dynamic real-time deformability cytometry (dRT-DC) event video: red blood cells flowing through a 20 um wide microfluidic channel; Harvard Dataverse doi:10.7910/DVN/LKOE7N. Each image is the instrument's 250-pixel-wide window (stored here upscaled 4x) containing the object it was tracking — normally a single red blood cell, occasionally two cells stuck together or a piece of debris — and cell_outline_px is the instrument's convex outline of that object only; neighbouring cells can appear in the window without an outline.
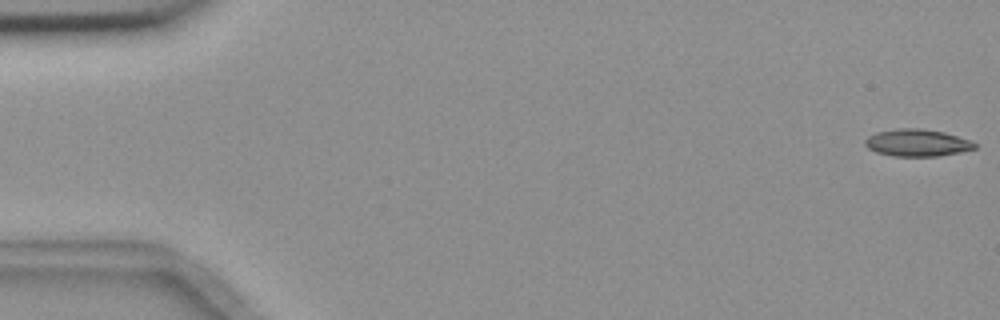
{"species": "common noctule bat (a hibernating species)", "species_latin": "Nyctalus noctula", "temperature_condition": "room temperature", "stored_images_in_passage": 4, "camera_frame_rate_fps": 3000, "um_per_image_px": 0.085, "animal": {"sex": "female", "body_mass_g": 18.4}, "frame": {"image": 1, "passage_image": 1, "time_ms": 0.0, "image_size_px": [1000, 320], "cell_outline_px": [[976, 148], [960, 152], [940, 156], [892, 156], [876, 152], [868, 148], [864, 144], [864, 140], [868, 136], [876, 132], [896, 128], [920, 128], [944, 132], [972, 140], [976, 144]], "centroid_in_image_um": [77.95, 12.13], "position_along_channel_um": 7.1, "area_um2": 17.51}}